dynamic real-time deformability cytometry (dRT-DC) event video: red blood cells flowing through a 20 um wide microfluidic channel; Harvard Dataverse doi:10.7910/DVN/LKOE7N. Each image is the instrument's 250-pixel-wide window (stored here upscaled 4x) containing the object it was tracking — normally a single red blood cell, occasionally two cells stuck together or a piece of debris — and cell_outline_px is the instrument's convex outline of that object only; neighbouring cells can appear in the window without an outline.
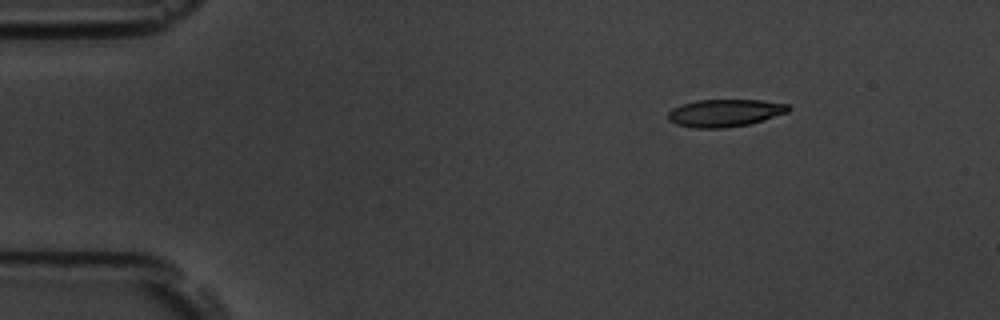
{"species": "common noctule bat (a hibernating species)", "species_latin": "Nyctalus noctula", "temperature_condition": "room temperature", "stored_images_in_passage": 9, "camera_frame_rate_fps": 3000, "um_per_image_px": 0.085, "animal": {"sex": "male", "body_mass_g": 19.5, "forearm_length_mm": 54.6}, "frame": {"image": 1, "passage_image": 1, "time_ms": 0.0, "image_size_px": [1000, 320], "cell_outline_px": [[792, 108], [788, 112], [764, 120], [748, 124], [724, 128], [692, 128], [676, 124], [668, 120], [668, 112], [672, 108], [680, 104], [696, 100], [760, 100], [788, 104]], "centroid_in_image_um": [61.6, 9.6], "position_along_channel_um": 23.4, "area_um2": 19.42}}
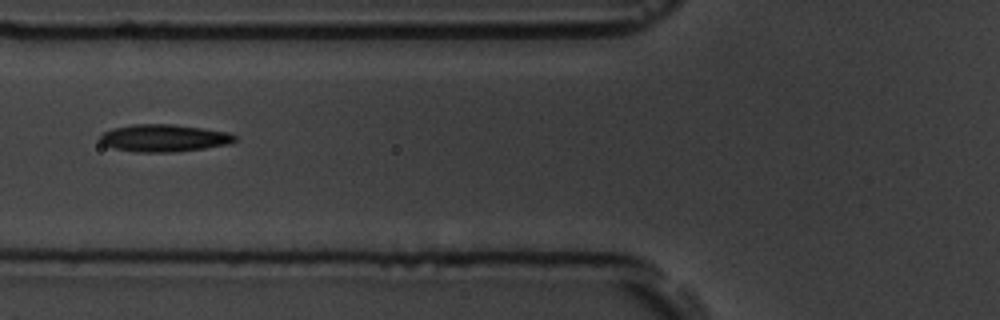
{"frame": {"image": 2, "passage_image": 5, "time_ms": 4.667, "image_size_px": [1000, 320], "cell_outline_px": [[236, 140], [228, 144], [204, 148], [172, 152], [136, 152], [116, 148], [104, 144], [100, 140], [100, 136], [104, 132], [112, 128], [132, 124], [172, 124], [204, 128], [228, 132], [236, 136]], "centroid_in_image_um": [13.95, 11.72], "position_along_channel_um": 111.9, "area_um2": 21.33}}
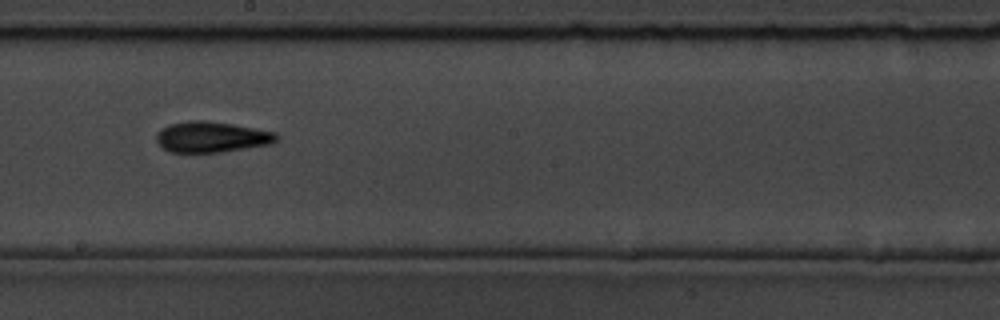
{"frame": {"image": 3, "passage_image": 8, "time_ms": 8.0, "image_size_px": [1000, 320], "cell_outline_px": [[280, 136], [272, 144], [220, 152], [172, 152], [164, 148], [156, 140], [156, 132], [168, 124], [188, 120], [204, 120], [232, 124], [276, 132]], "centroid_in_image_um": [17.99, 11.63], "position_along_channel_um": 230.2, "area_um2": 21.56}}